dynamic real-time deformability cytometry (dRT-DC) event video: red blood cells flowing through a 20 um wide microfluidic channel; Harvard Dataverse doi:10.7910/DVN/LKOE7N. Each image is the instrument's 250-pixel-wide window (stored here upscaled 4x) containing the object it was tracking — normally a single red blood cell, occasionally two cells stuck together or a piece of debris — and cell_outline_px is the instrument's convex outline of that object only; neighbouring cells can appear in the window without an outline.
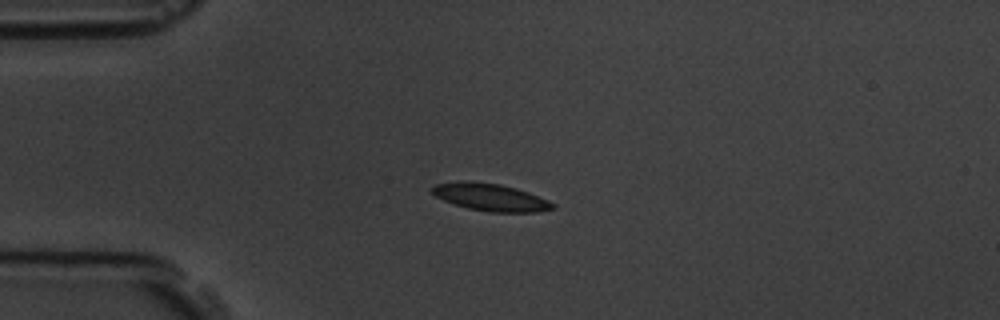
{"species": "common noctule bat (a hibernating species)", "species_latin": "Nyctalus noctula", "temperature_condition": "room temperature", "stored_images_in_passage": 6, "camera_frame_rate_fps": 3000, "um_per_image_px": 0.085, "animal": {"sex": "male", "body_mass_g": 19.5, "forearm_length_mm": 54.6}, "frame": {"image": 1, "passage_image": 3, "time_ms": 2.333, "image_size_px": [1000, 320], "cell_outline_px": [[556, 208], [536, 212], [488, 212], [468, 208], [444, 200], [436, 196], [428, 188], [436, 184], [460, 180], [468, 180], [500, 184], [516, 188], [528, 192], [548, 200], [556, 204]], "centroid_in_image_um": [41.68, 16.75], "position_along_channel_um": 43.3, "area_um2": 19.36}}
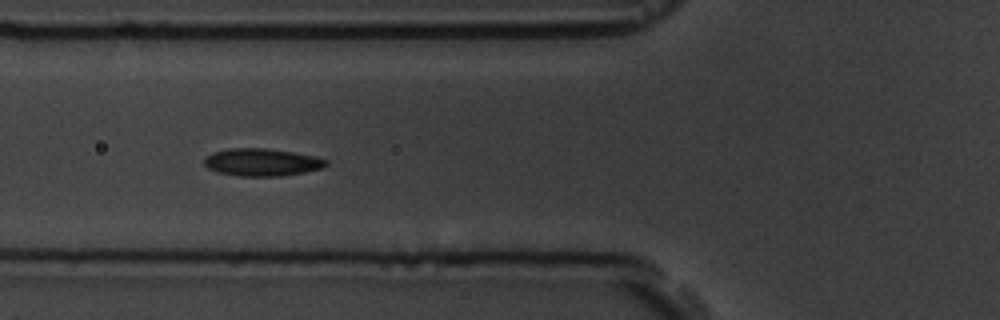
{"frame": {"image": 2, "passage_image": 5, "time_ms": 4.667, "image_size_px": [1000, 320], "cell_outline_px": [[328, 164], [324, 168], [304, 172], [280, 176], [240, 176], [216, 172], [208, 168], [204, 164], [204, 156], [212, 152], [232, 148], [264, 148], [292, 152], [312, 156], [328, 160]], "centroid_in_image_um": [22.23, 13.79], "position_along_channel_um": 103.6, "area_um2": 19.54}}
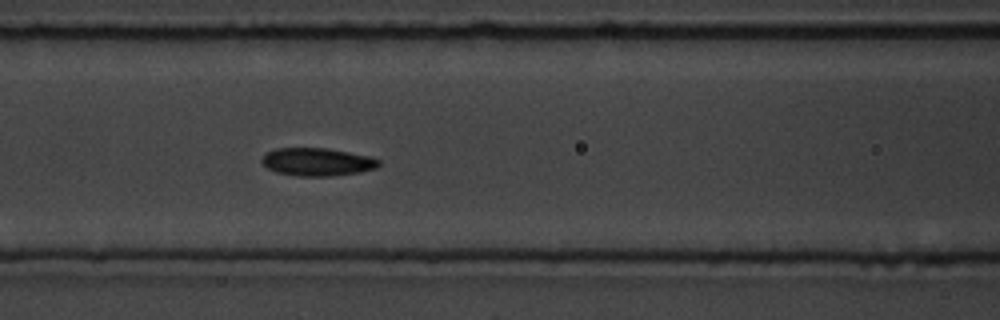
{"frame": {"image": 3, "passage_image": 6, "time_ms": 5.667, "image_size_px": [1000, 320], "cell_outline_px": [[380, 164], [376, 168], [360, 172], [332, 176], [296, 176], [276, 172], [268, 168], [260, 160], [264, 152], [276, 148], [324, 148], [348, 152], [368, 156], [380, 160]], "centroid_in_image_um": [26.92, 13.76], "position_along_channel_um": 139.7, "area_um2": 19.07}}